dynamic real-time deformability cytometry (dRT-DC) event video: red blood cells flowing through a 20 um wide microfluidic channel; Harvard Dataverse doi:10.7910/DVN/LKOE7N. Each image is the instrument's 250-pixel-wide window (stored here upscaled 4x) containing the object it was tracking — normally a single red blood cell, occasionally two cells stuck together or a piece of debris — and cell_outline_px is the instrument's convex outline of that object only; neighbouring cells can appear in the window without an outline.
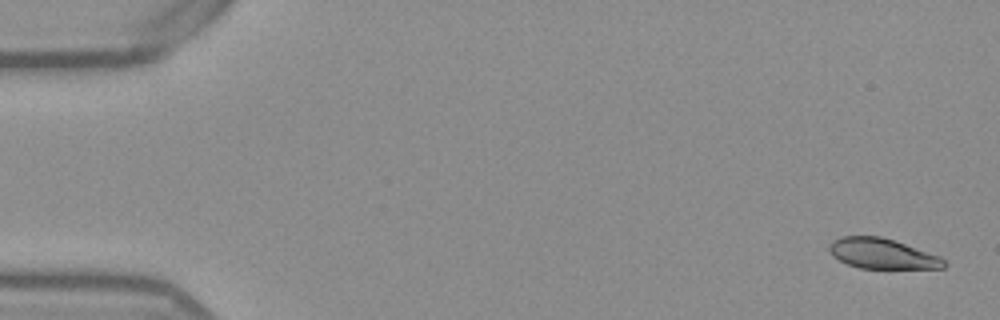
{"species": "Egyptian fruit bat (a non-hibernating species)", "species_latin": "Rousettus aegyptiacus", "temperature_condition": "warm", "stored_images_in_passage": 53, "camera_frame_rate_fps": 3000, "um_per_image_px": 0.085, "frame": {"image": 1, "passage_image": 2, "time_ms": 0.333, "image_size_px": [1000, 320], "cell_outline_px": [[948, 264], [944, 268], [860, 268], [848, 264], [832, 256], [828, 248], [832, 240], [844, 236], [880, 236], [940, 256]], "centroid_in_image_um": [74.97, 21.56], "position_along_channel_um": 10.0, "area_um2": 20.0}}
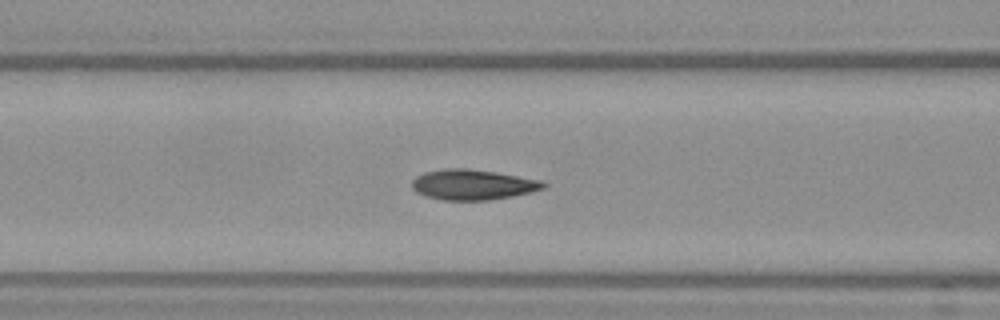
{"frame": {"image": 2, "passage_image": 22, "time_ms": 7.0, "image_size_px": [1000, 320], "cell_outline_px": [[548, 184], [544, 188], [532, 192], [512, 196], [488, 200], [444, 200], [424, 196], [416, 192], [412, 188], [412, 180], [416, 176], [424, 172], [444, 168], [468, 168], [496, 172], [540, 180]], "centroid_in_image_um": [40.16, 15.69], "position_along_channel_um": 126.4, "area_um2": 23.35}}
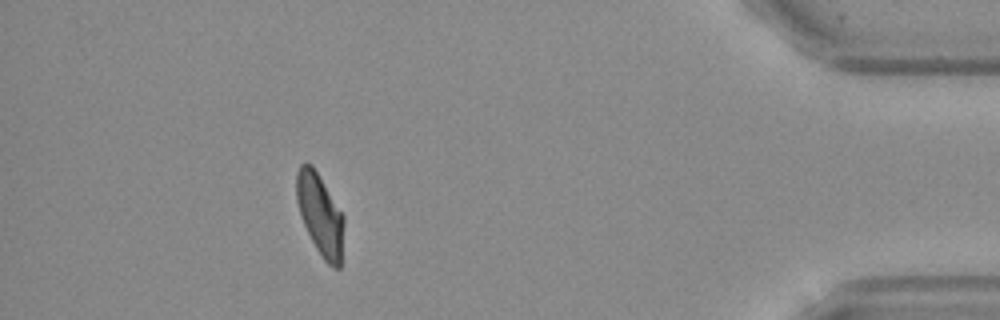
{"frame": {"image": 3, "passage_image": 48, "time_ms": 15.667, "image_size_px": [1000, 320], "cell_outline_px": [[344, 224], [340, 268], [332, 268], [324, 260], [316, 248], [300, 216], [296, 200], [296, 172], [300, 164], [312, 164], [344, 216]], "centroid_in_image_um": [27.2, 18.24], "position_along_channel_um": 408.0, "area_um2": 22.37}, "authors_computed_cell_mechanics": {"area_um2": 22.542, "velocity_mm_per_s": 3.8526, "shape_relaxation_time_tau1_ms": 6.0062, "shape_relaxation_time_tau2_ms": 1.0676, "deformation_change_tau1": 0.1817, "deformation_change_tau2": 0.0601}}